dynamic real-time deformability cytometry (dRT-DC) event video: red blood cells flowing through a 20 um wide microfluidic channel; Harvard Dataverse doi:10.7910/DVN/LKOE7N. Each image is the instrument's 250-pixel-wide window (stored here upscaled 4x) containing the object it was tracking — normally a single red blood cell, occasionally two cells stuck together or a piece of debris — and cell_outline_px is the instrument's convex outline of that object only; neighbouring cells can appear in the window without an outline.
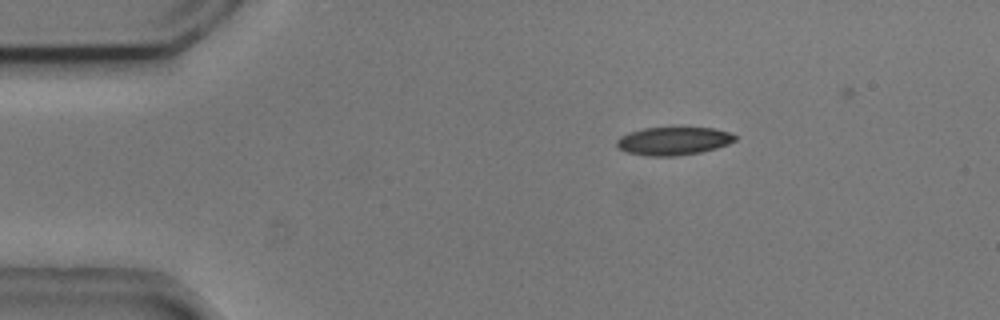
{"species": "common noctule bat (a hibernating species)", "species_latin": "Nyctalus noctula", "temperature_condition": "cold", "stored_images_in_passage": 3, "camera_frame_rate_fps": 3000, "um_per_image_px": 0.085, "animal": {"sex": "male", "body_mass_g": 20.5, "forearm_length_mm": 52.5}, "frame": {"image": 1, "passage_image": 1, "time_ms": 0.0, "image_size_px": [1000, 320], "cell_outline_px": [[736, 140], [728, 144], [716, 148], [700, 152], [676, 156], [648, 156], [624, 152], [616, 144], [616, 140], [620, 136], [628, 132], [644, 128], [716, 128], [728, 132], [736, 136]], "centroid_in_image_um": [57.22, 11.99], "position_along_channel_um": 27.8, "area_um2": 19.36}}